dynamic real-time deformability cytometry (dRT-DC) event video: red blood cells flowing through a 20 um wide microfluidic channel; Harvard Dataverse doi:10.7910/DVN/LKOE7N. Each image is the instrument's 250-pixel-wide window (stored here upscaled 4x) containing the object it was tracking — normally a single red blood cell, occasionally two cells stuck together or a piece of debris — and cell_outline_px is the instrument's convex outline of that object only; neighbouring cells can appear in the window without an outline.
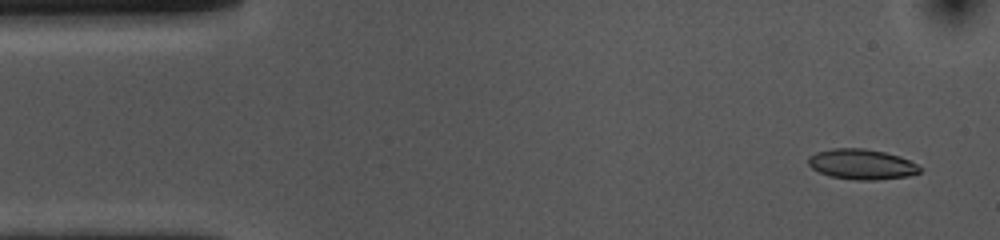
{"species": "common noctule bat (a hibernating species)", "species_latin": "Nyctalus noctula", "temperature_condition": "cold", "stored_images_in_passage": 15, "camera_frame_rate_fps": 3000, "um_per_image_px": 0.085, "animal": {"sex": "female", "body_mass_g": 10.0, "forearm_length_mm": 53.1}, "frame": {"image": 1, "passage_image": 3, "time_ms": 0.667, "image_size_px": [1000, 240], "cell_outline_px": [[924, 168], [920, 172], [908, 176], [876, 180], [856, 180], [828, 176], [812, 168], [808, 164], [808, 156], [816, 152], [832, 148], [864, 148], [884, 152], [900, 156]], "centroid_in_image_um": [73.24, 13.96], "position_along_channel_um": 11.8, "area_um2": 19.83}}
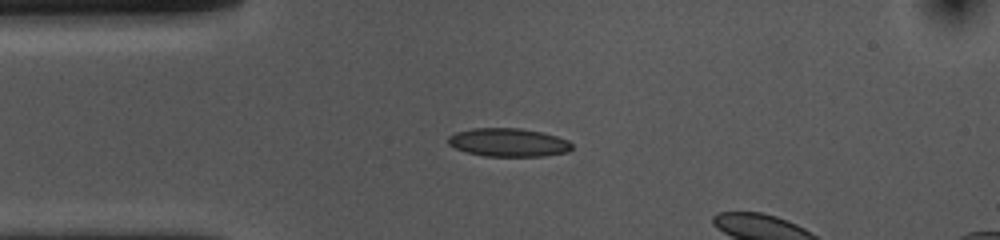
{"frame": {"image": 2, "passage_image": 12, "time_ms": 3.667, "image_size_px": [1000, 240], "cell_outline_px": [[572, 148], [568, 152], [544, 156], [484, 156], [468, 152], [456, 148], [448, 144], [448, 136], [456, 132], [472, 128], [520, 128], [540, 132], [556, 136], [568, 140], [572, 144]], "centroid_in_image_um": [43.22, 12.11], "position_along_channel_um": 41.8, "area_um2": 20.4}}